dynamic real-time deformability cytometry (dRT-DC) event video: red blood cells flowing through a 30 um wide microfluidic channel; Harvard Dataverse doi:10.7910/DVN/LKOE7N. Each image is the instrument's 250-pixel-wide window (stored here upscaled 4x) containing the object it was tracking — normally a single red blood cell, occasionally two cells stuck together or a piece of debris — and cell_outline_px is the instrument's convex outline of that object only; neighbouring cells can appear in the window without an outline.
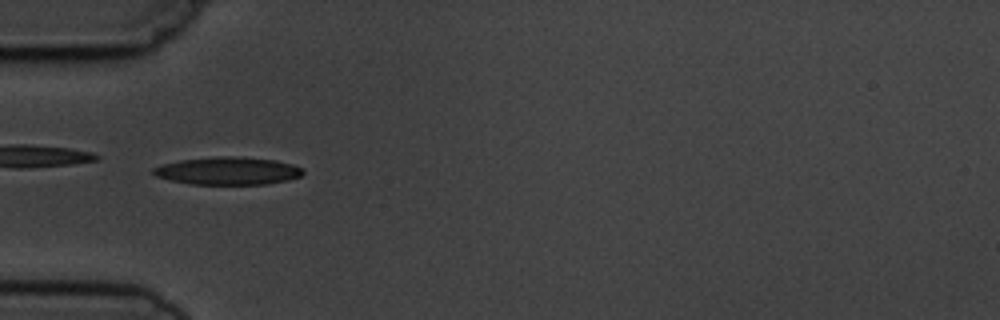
{"species": "common noctule bat (a hibernating species)", "species_latin": "Nyctalus noctula", "temperature_condition": "cold", "stored_images_in_passage": 5, "camera_frame_rate_fps": 3000, "um_per_image_px": 0.085, "animal": {"sex": "male", "body_mass_g": 19.5, "forearm_length_mm": 54.6}, "frame": {"image": 1, "passage_image": 4, "time_ms": 4.333, "image_size_px": [1000, 320], "cell_outline_px": [[304, 172], [300, 176], [288, 180], [268, 184], [192, 184], [172, 180], [156, 176], [152, 172], [152, 168], [164, 164], [180, 160], [216, 156], [240, 156], [276, 160], [292, 164], [304, 168]], "centroid_in_image_um": [19.41, 14.51], "position_along_channel_um": 65.6, "area_um2": 24.22}}
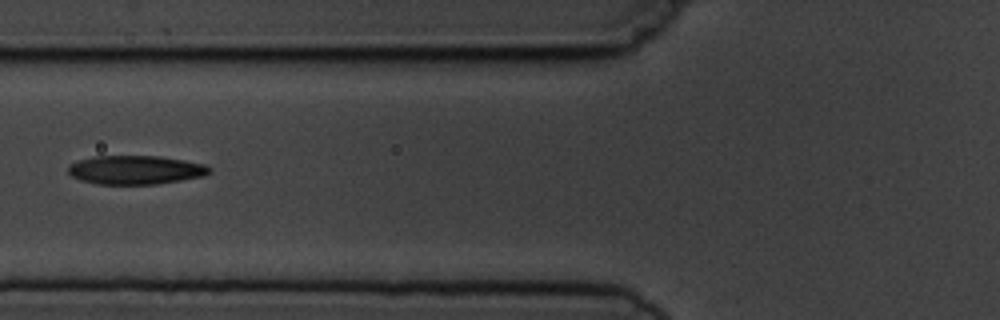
{"frame": {"image": 2, "passage_image": 5, "time_ms": 5.667, "image_size_px": [1000, 320], "cell_outline_px": [[212, 172], [204, 176], [156, 184], [96, 184], [80, 180], [72, 176], [68, 172], [68, 168], [72, 164], [80, 160], [92, 156], [160, 156], [184, 160], [204, 164], [212, 168]], "centroid_in_image_um": [11.55, 14.44], "position_along_channel_um": 114.3, "area_um2": 23.7}}